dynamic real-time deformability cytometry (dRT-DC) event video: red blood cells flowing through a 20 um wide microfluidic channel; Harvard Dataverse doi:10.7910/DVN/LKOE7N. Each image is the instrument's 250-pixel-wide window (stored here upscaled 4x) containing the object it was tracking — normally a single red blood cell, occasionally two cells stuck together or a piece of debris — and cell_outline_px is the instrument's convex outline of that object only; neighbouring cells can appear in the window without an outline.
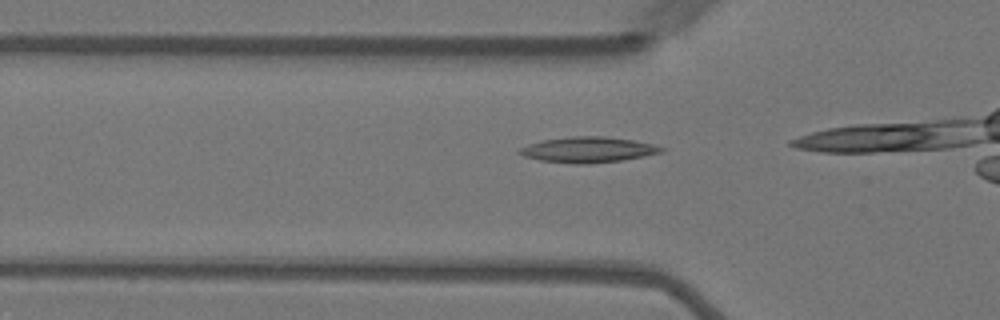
{"species": "Egyptian fruit bat (a non-hibernating species)", "species_latin": "Rousettus aegyptiacus", "temperature_condition": "warm", "stored_images_in_passage": 7, "camera_frame_rate_fps": 3000, "um_per_image_px": 0.085, "animal": {"sex": "female"}, "frame": {"image": 1, "passage_image": 3, "time_ms": 0.667, "image_size_px": [1000, 320], "cell_outline_px": [[664, 148], [660, 152], [644, 156], [620, 160], [580, 164], [576, 164], [540, 160], [524, 156], [516, 152], [520, 148], [528, 144], [544, 140], [568, 136], [604, 136], [632, 140], [652, 144]], "centroid_in_image_um": [49.93, 12.71], "position_along_channel_um": 75.9, "area_um2": 20.81}}
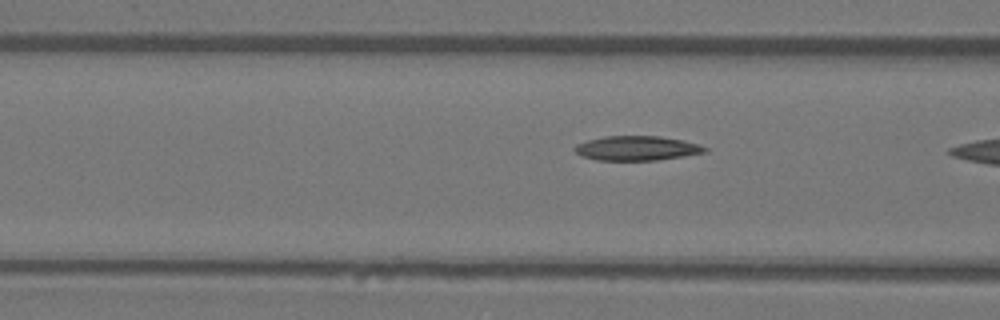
{"frame": {"image": 2, "passage_image": 6, "time_ms": 1.667, "image_size_px": [1000, 320], "cell_outline_px": [[708, 152], [684, 156], [656, 160], [596, 160], [584, 156], [576, 152], [572, 148], [576, 144], [588, 140], [604, 136], [660, 136], [684, 140], [700, 144], [708, 148]], "centroid_in_image_um": [54.17, 12.59], "position_along_channel_um": 112.4, "area_um2": 18.67}}